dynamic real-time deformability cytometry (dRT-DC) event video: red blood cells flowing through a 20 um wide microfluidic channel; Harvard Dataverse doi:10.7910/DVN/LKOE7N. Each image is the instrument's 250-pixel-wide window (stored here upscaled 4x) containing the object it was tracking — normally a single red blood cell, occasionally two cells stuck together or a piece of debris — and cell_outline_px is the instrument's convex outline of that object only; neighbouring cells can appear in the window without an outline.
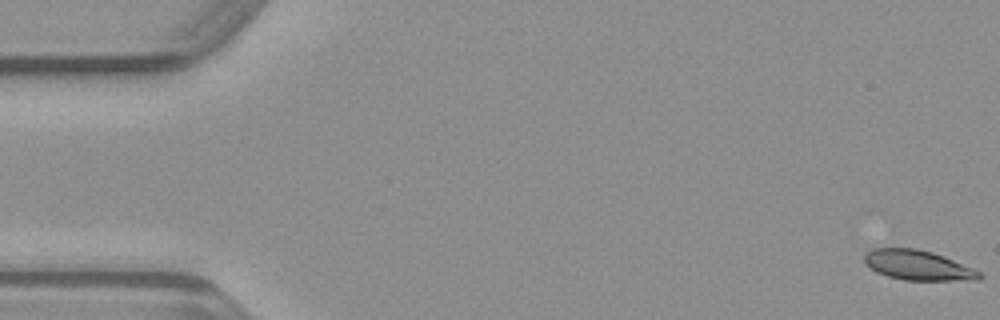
{"species": "common noctule bat (a hibernating species)", "species_latin": "Nyctalus noctula", "temperature_condition": "warm", "stored_images_in_passage": 50, "camera_frame_rate_fps": 3000, "um_per_image_px": 0.085, "animal": {"sex": "male", "body_mass_g": 23.1, "forearm_length_mm": 52.7}, "frame": {"image": 1, "passage_image": 1, "time_ms": 0.0, "image_size_px": [1000, 320], "cell_outline_px": [[984, 276], [980, 280], [904, 280], [888, 276], [876, 272], [864, 264], [864, 252], [872, 248], [916, 248], [932, 252], [944, 256], [972, 268], [980, 272]], "centroid_in_image_um": [77.99, 22.54], "position_along_channel_um": 7.0, "area_um2": 20.17}}
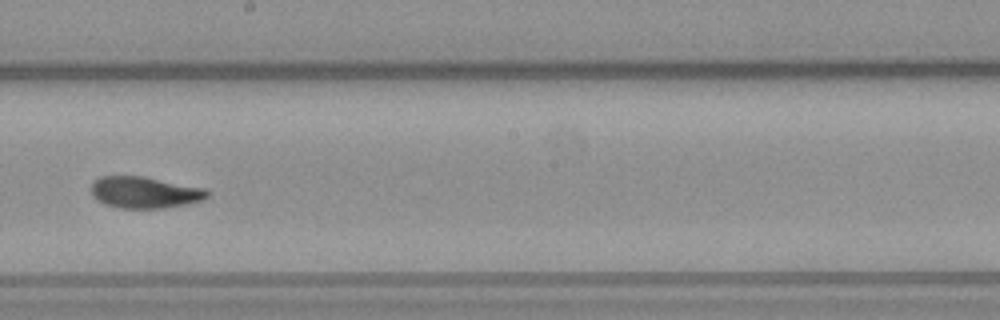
{"frame": {"image": 2, "passage_image": 28, "time_ms": 9.0, "image_size_px": [1000, 320], "cell_outline_px": [[208, 196], [200, 200], [184, 204], [164, 208], [120, 208], [104, 204], [96, 200], [92, 196], [92, 184], [100, 176], [144, 176], [204, 188], [208, 192]], "centroid_in_image_um": [12.25, 16.35], "position_along_channel_um": 235.9, "area_um2": 21.15}}
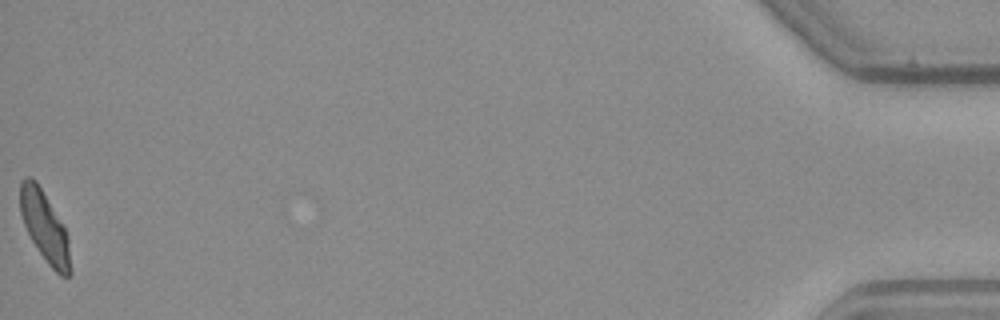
{"frame": {"image": 3, "passage_image": 50, "time_ms": 16.333, "image_size_px": [1000, 320], "cell_outline_px": [[72, 276], [60, 276], [48, 264], [32, 240], [24, 224], [20, 212], [20, 180], [24, 176], [32, 176], [36, 180], [64, 224], [68, 236], [72, 272]], "centroid_in_image_um": [3.82, 19.25], "position_along_channel_um": 431.4, "area_um2": 20.87}}